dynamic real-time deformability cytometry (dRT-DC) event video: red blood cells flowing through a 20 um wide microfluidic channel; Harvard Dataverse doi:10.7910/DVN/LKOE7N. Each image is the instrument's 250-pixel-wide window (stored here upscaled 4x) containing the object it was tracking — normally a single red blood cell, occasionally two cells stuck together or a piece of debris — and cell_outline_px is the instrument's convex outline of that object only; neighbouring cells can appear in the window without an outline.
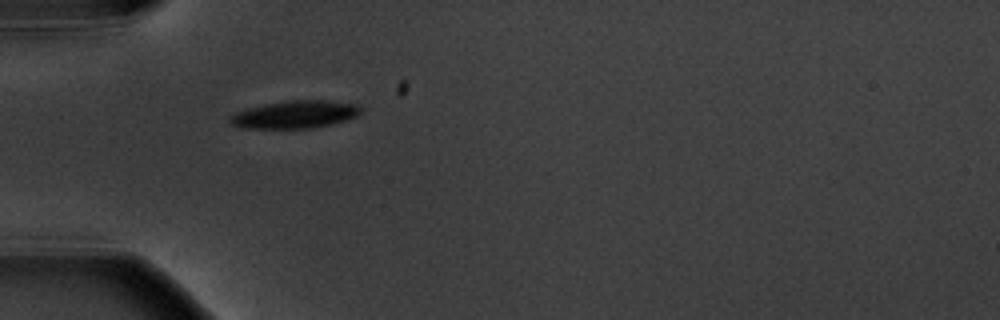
{"species": "common noctule bat (a hibernating species)", "species_latin": "Nyctalus noctula", "temperature_condition": "warm", "stored_images_in_passage": 2, "camera_frame_rate_fps": 3000, "um_per_image_px": 0.085, "animal": {"sex": "male", "body_mass_g": 20.1, "forearm_length_mm": 53.5}, "frame": {"image": 1, "passage_image": 1, "time_ms": 0.0, "image_size_px": [1000, 320], "cell_outline_px": [[364, 108], [356, 116], [332, 124], [312, 128], [240, 128], [232, 124], [228, 120], [228, 116], [236, 112], [248, 108], [268, 104], [292, 100], [324, 100], [356, 104]], "centroid_in_image_um": [25.06, 9.73], "position_along_channel_um": 59.9, "area_um2": 20.92}}